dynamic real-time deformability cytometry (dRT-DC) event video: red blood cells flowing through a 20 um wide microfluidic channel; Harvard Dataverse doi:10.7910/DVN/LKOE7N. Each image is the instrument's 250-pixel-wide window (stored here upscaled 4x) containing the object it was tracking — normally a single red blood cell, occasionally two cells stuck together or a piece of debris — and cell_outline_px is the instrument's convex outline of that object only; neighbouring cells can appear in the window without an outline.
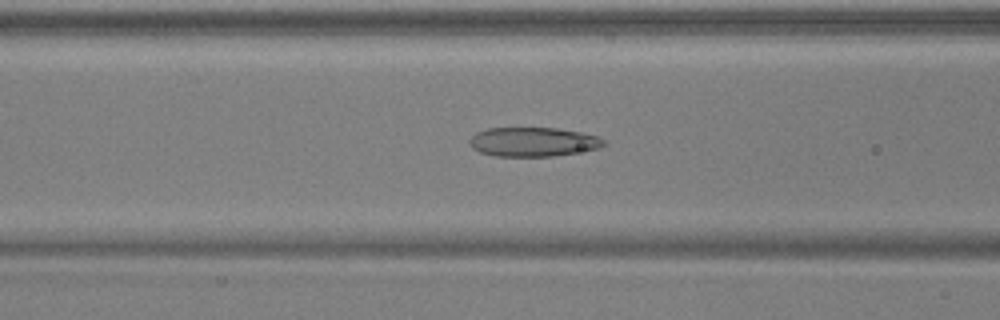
{"species": "common noctule bat (a hibernating species)", "species_latin": "Nyctalus noctula", "temperature_condition": "warm", "stored_images_in_passage": 50, "camera_frame_rate_fps": 3000, "um_per_image_px": 0.085, "animal": {"sex": "male", "body_mass_g": 17.9, "forearm_length_mm": 54.2}, "frame": {"image": 1, "passage_image": 20, "time_ms": 6.333, "image_size_px": [1000, 320], "cell_outline_px": [[608, 144], [600, 148], [552, 156], [496, 156], [480, 152], [472, 148], [468, 144], [468, 140], [476, 132], [488, 128], [556, 128], [580, 132], [596, 136], [604, 140]], "centroid_in_image_um": [45.29, 12.06], "position_along_channel_um": 121.3, "area_um2": 22.83}}
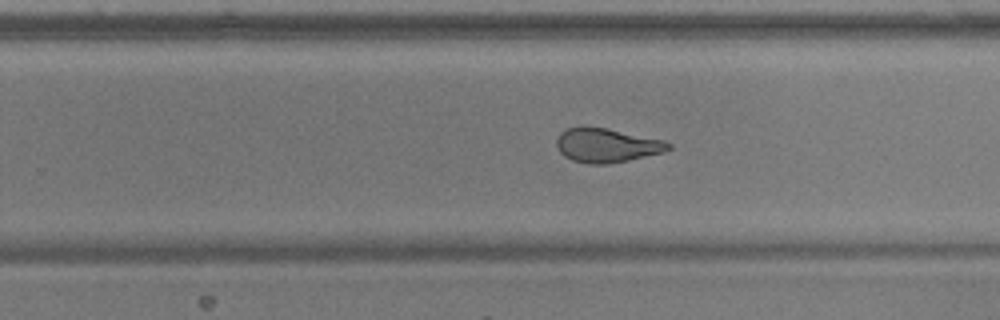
{"frame": {"image": 2, "passage_image": 32, "time_ms": 10.333, "image_size_px": [1000, 320], "cell_outline_px": [[672, 148], [664, 152], [628, 160], [608, 164], [588, 164], [572, 160], [564, 156], [560, 152], [556, 144], [556, 140], [560, 132], [568, 128], [608, 128], [664, 140], [672, 144]], "centroid_in_image_um": [51.6, 12.37], "position_along_channel_um": 278.2, "area_um2": 22.08}}
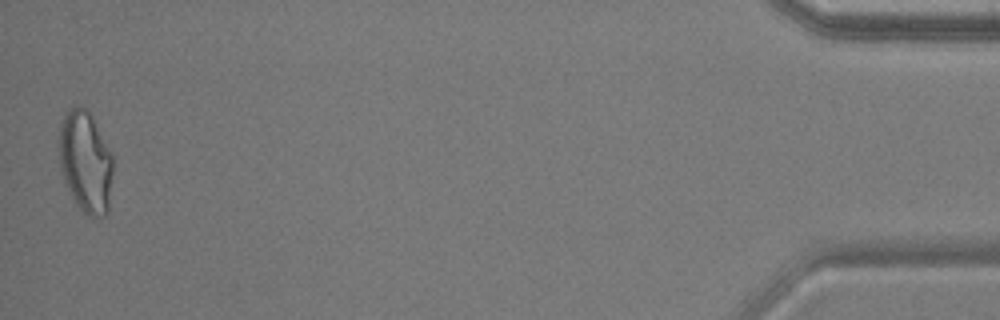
{"frame": {"image": 3, "passage_image": 50, "time_ms": 16.333, "image_size_px": [1000, 320], "cell_outline_px": [[112, 172], [108, 212], [104, 216], [88, 216], [76, 204], [64, 184], [60, 168], [56, 148], [60, 124], [64, 112], [72, 108], [84, 108], [92, 116], [112, 152]], "centroid_in_image_um": [7.22, 13.75], "position_along_channel_um": 428.0, "area_um2": 32.48}, "authors_computed_cell_mechanics": {"area_um2": 25.0852, "velocity_mm_per_s": 3.9297, "shape_relaxation_time_tau1_ms": null, "shape_relaxation_time_tau2_ms": 1.5818, "deformation_change_tau1": null, "deformation_change_tau2": 0.0955}}